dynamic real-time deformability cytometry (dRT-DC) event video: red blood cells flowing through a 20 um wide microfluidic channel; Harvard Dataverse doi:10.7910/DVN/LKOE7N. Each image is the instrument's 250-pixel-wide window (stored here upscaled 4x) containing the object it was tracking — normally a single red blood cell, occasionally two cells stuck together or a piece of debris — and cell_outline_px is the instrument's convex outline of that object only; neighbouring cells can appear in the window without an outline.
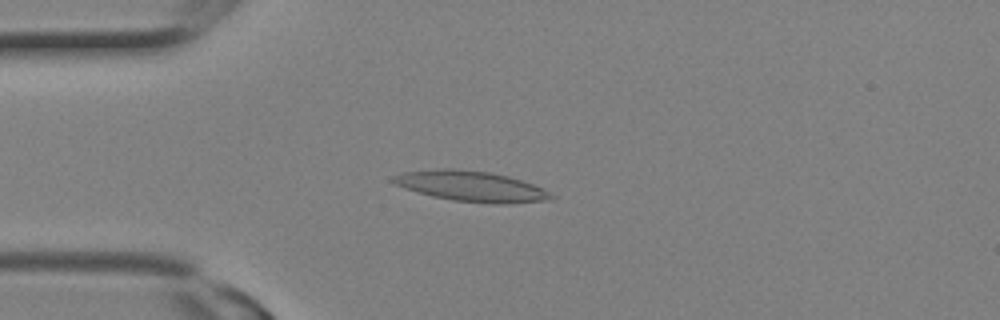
{"species": "Egyptian fruit bat (a non-hibernating species)", "species_latin": "Rousettus aegyptiacus", "temperature_condition": "room temperature", "stored_images_in_passage": 1, "camera_frame_rate_fps": 3000, "um_per_image_px": 0.085, "animal": {"sex": "female"}, "frame": {"image": 1, "passage_image": 1, "time_ms": 0.0, "image_size_px": [1000, 320], "cell_outline_px": [[556, 196], [552, 200], [504, 204], [492, 204], [452, 200], [432, 196], [404, 188], [388, 180], [392, 176], [404, 172], [440, 168], [452, 168], [488, 172], [508, 176], [532, 184]], "centroid_in_image_um": [40.02, 15.84], "position_along_channel_um": 45.0, "area_um2": 28.03}}